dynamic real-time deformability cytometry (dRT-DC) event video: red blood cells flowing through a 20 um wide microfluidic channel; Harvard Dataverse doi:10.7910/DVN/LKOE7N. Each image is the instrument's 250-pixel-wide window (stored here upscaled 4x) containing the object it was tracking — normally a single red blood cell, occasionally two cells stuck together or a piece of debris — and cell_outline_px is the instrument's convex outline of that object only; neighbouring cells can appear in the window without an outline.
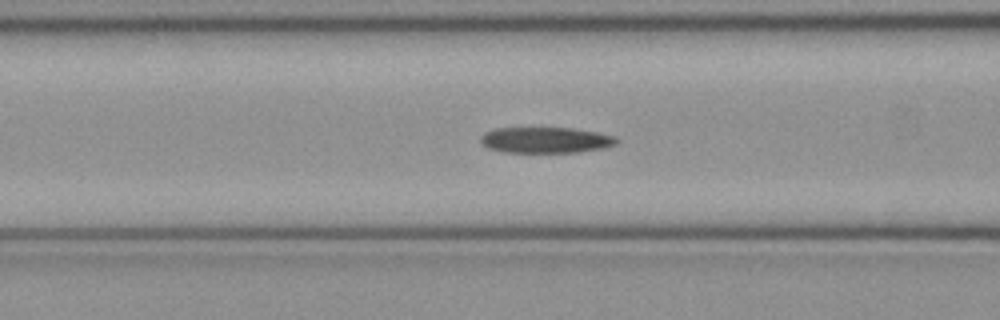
{"species": "common noctule bat (a hibernating species)", "species_latin": "Nyctalus noctula", "temperature_condition": "cold", "stored_images_in_passage": 51, "camera_frame_rate_fps": 3000, "um_per_image_px": 0.085, "animal": {"sex": "female", "body_mass_g": 21.9}, "frame": {"image": 1, "passage_image": 20, "time_ms": 6.333, "image_size_px": [1000, 320], "cell_outline_px": [[620, 140], [616, 144], [604, 148], [576, 152], [504, 152], [488, 148], [480, 144], [480, 136], [484, 132], [492, 128], [572, 128], [600, 132], [616, 136]], "centroid_in_image_um": [46.38, 11.89], "position_along_channel_um": 120.2, "area_um2": 20.81}}
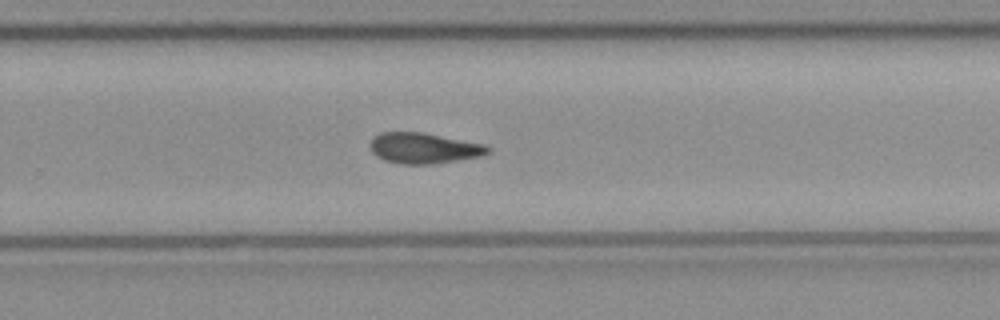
{"frame": {"image": 2, "passage_image": 33, "time_ms": 10.667, "image_size_px": [1000, 320], "cell_outline_px": [[492, 152], [480, 156], [456, 160], [428, 164], [400, 164], [384, 160], [376, 156], [372, 152], [368, 144], [372, 136], [380, 132], [424, 132], [488, 144], [492, 148]], "centroid_in_image_um": [36.03, 12.57], "position_along_channel_um": 293.8, "area_um2": 21.5}}
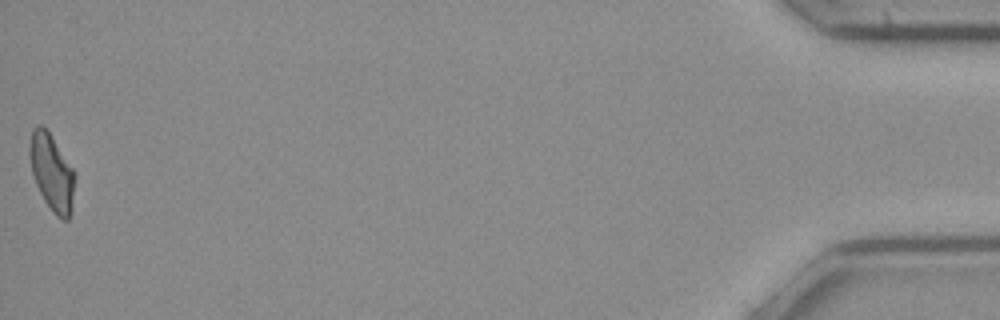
{"frame": {"image": 3, "passage_image": 51, "time_ms": 16.667, "image_size_px": [1000, 320], "cell_outline_px": [[76, 176], [72, 208], [68, 220], [60, 220], [52, 212], [44, 200], [36, 184], [32, 172], [28, 152], [32, 128], [40, 124], [48, 132], [72, 168]], "centroid_in_image_um": [4.4, 14.7], "position_along_channel_um": 430.8, "area_um2": 20.06}, "authors_computed_cell_mechanics": {"area_um2": 21.1548, "velocity_mm_per_s": 4.0123, "shape_relaxation_time_tau1_ms": null, "shape_relaxation_time_tau2_ms": 3.8435, "deformation_change_tau1": null, "deformation_change_tau2": 0.1165}}